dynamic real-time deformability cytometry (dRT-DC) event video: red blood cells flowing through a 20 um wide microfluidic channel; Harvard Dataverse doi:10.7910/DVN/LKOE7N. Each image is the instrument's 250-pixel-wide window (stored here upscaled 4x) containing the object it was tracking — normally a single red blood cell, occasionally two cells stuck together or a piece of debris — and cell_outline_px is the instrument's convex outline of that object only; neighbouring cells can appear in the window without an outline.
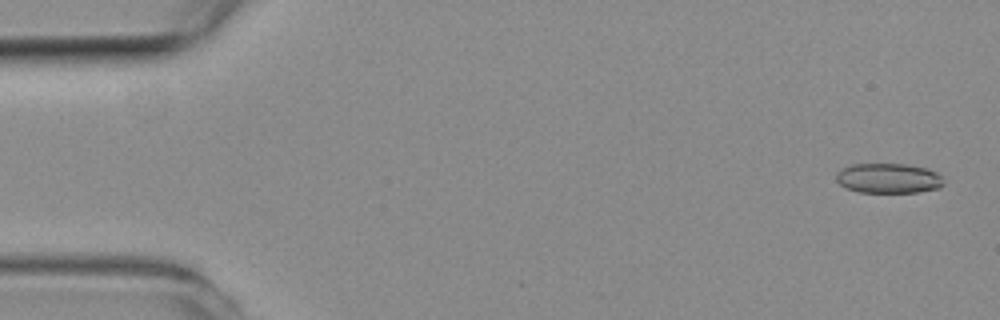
{"species": "common noctule bat (a hibernating species)", "species_latin": "Nyctalus noctula", "temperature_condition": "room temperature", "stored_images_in_passage": 46, "camera_frame_rate_fps": 3000, "um_per_image_px": 0.085, "animal": {"sex": "female", "body_mass_g": 19.3, "forearm_length_mm": 54.1}, "frame": {"image": 1, "passage_image": 2, "time_ms": 0.333, "image_size_px": [1000, 320], "cell_outline_px": [[944, 184], [940, 188], [916, 192], [860, 192], [844, 188], [836, 180], [836, 172], [852, 164], [908, 164], [928, 168], [936, 172], [940, 176]], "centroid_in_image_um": [75.51, 15.15], "position_along_channel_um": 9.5, "area_um2": 18.79}}
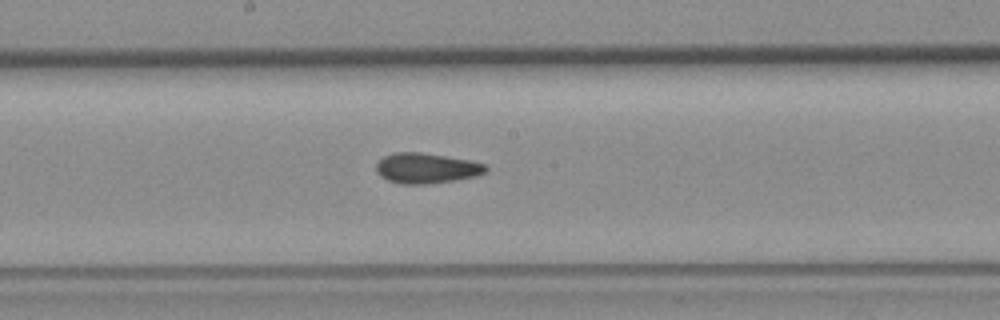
{"frame": {"image": 2, "passage_image": 27, "time_ms": 8.667, "image_size_px": [1000, 320], "cell_outline_px": [[488, 172], [476, 176], [456, 180], [428, 184], [404, 184], [388, 180], [380, 176], [376, 172], [376, 164], [384, 156], [392, 152], [420, 152], [468, 160], [488, 164]], "centroid_in_image_um": [36.26, 14.3], "position_along_channel_um": 211.9, "area_um2": 19.48}}
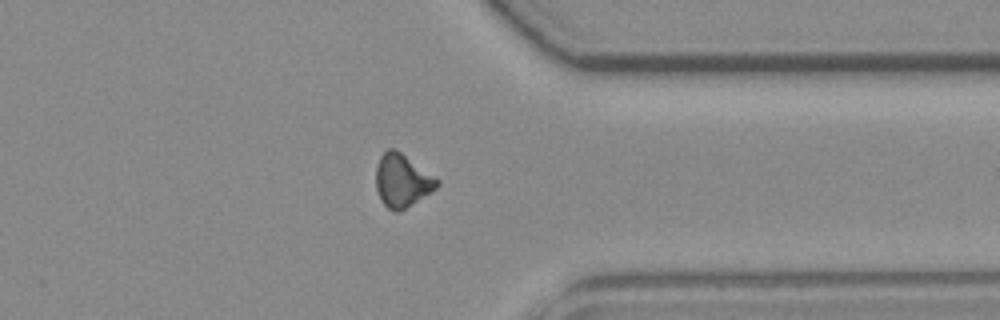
{"frame": {"image": 3, "passage_image": 40, "time_ms": 13.0, "image_size_px": [1000, 320], "cell_outline_px": [[440, 184], [436, 188], [404, 208], [396, 212], [388, 208], [380, 200], [376, 188], [376, 168], [380, 156], [388, 148], [396, 148], [440, 180]], "centroid_in_image_um": [34.16, 15.31], "position_along_channel_um": 377.2, "area_um2": 18.67}}